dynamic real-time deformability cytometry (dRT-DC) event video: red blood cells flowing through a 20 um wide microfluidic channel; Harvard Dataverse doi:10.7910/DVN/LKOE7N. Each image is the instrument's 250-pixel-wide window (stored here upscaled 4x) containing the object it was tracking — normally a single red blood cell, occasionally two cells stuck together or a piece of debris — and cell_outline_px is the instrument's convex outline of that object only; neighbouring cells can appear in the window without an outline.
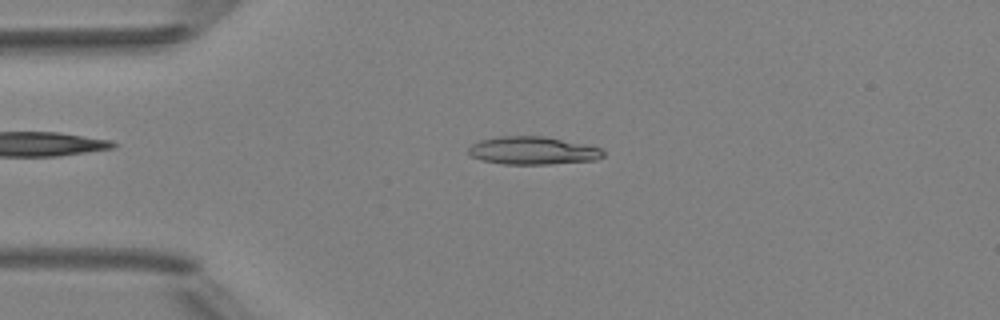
{"species": "Egyptian fruit bat (a non-hibernating species)", "species_latin": "Rousettus aegyptiacus", "temperature_condition": "room temperature", "stored_images_in_passage": 4, "camera_frame_rate_fps": 3000, "um_per_image_px": 0.085, "animal": {"sex": "female"}, "frame": {"image": 1, "passage_image": 3, "time_ms": 2.333, "image_size_px": [1000, 320], "cell_outline_px": [[604, 156], [596, 160], [552, 164], [504, 164], [480, 160], [472, 156], [468, 152], [468, 148], [472, 144], [480, 140], [496, 136], [544, 136], [584, 144], [600, 148], [604, 152]], "centroid_in_image_um": [45.27, 12.8], "position_along_channel_um": 39.7, "area_um2": 21.96}}